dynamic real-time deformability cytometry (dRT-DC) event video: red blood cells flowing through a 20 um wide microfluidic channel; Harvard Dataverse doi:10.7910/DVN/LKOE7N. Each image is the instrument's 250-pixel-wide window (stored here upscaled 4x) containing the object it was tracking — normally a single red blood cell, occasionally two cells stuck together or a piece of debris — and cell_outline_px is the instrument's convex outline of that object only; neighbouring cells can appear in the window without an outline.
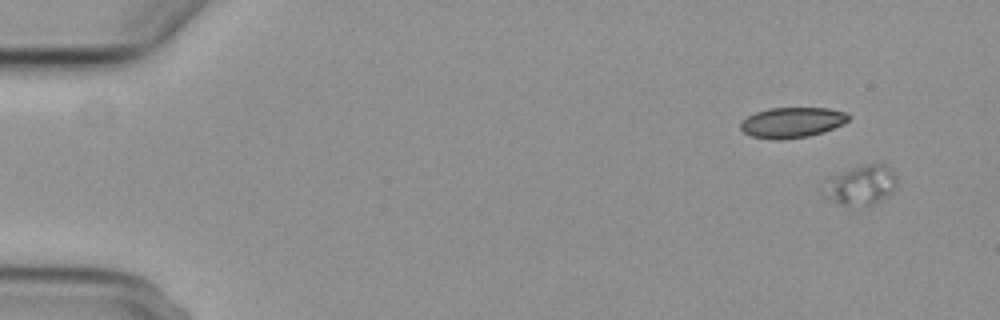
{"species": "common noctule bat (a hibernating species)", "species_latin": "Nyctalus noctula", "temperature_condition": "cold", "stored_images_in_passage": 5, "camera_frame_rate_fps": 3000, "um_per_image_px": 0.085, "animal": {"sex": "female", "body_mass_g": 29.2, "forearm_length_mm": 56.3}, "frame": {"image": 1, "passage_image": 1, "time_ms": 0.0, "image_size_px": [1000, 320], "cell_outline_px": [[896, 184], [892, 192], [880, 200], [872, 204], [840, 204], [828, 200], [832, 176], [864, 164], [884, 164], [896, 176]], "centroid_in_image_um": [73.3, 15.71], "position_along_channel_um": 11.7, "area_um2": 15.61}}
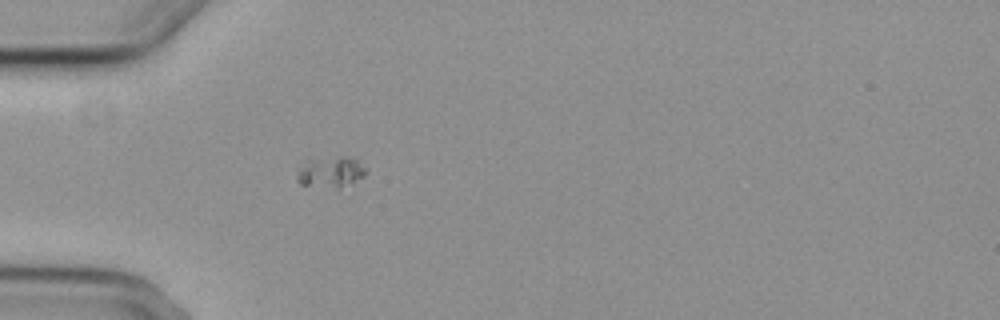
{"frame": {"image": 2, "passage_image": 5, "time_ms": 5.0, "image_size_px": [1000, 320], "cell_outline_px": [[368, 172], [364, 176], [352, 184], [300, 184], [296, 180], [296, 172], [308, 160], [340, 156], [344, 156], [356, 160], [368, 168]], "centroid_in_image_um": [28.15, 14.56], "position_along_channel_um": 56.8, "area_um2": 11.68}}